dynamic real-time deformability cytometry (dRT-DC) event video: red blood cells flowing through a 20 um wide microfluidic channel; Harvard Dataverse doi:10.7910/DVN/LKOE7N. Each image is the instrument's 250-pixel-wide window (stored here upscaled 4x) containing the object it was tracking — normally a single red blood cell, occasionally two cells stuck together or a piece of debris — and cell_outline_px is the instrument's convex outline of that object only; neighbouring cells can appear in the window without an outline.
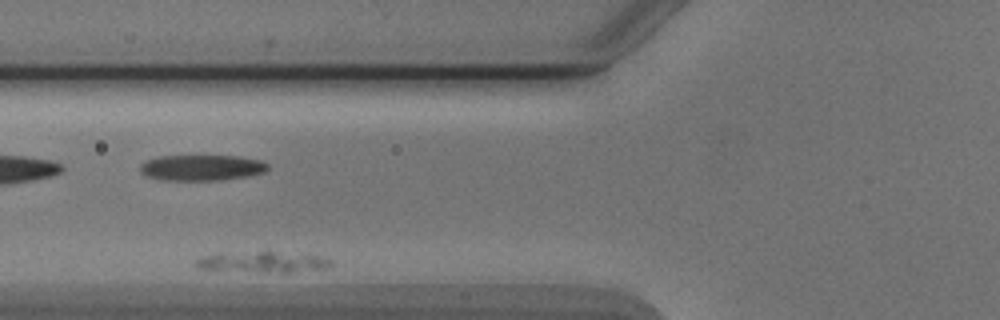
{"species": "Egyptian fruit bat (a non-hibernating species)", "species_latin": "Rousettus aegyptiacus", "temperature_condition": "cold", "stored_images_in_passage": 3, "camera_frame_rate_fps": 3000, "um_per_image_px": 0.085, "animal": {"sex": "male"}, "frame": {"image": 1, "passage_image": 2, "time_ms": 1.333, "image_size_px": [1000, 320], "cell_outline_px": [[332, 264], [328, 268], [292, 272], [264, 272], [196, 268], [196, 260], [208, 256], [260, 252], [272, 252], [316, 256], [332, 260]], "centroid_in_image_um": [22.45, 22.3], "position_along_channel_um": 103.4, "area_um2": 15.37}}